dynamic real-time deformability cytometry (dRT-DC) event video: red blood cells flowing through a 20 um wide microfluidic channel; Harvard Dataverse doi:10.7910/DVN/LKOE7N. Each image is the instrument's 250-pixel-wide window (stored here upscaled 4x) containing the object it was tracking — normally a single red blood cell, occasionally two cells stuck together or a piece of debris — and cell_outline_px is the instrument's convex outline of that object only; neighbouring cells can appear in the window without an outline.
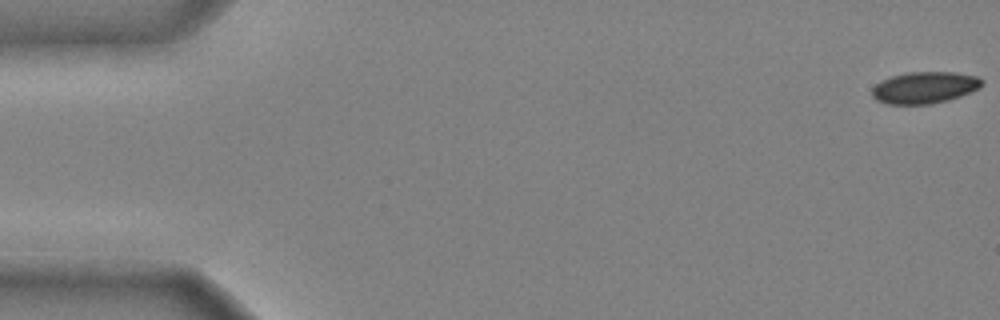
{"species": "common noctule bat (a hibernating species)", "species_latin": "Nyctalus noctula", "temperature_condition": "cold", "stored_images_in_passage": 45, "camera_frame_rate_fps": 3000, "um_per_image_px": 0.085, "animal": {"sex": "male", "body_mass_g": 20.4}, "frame": {"image": 1, "passage_image": 1, "time_ms": 0.0, "image_size_px": [1000, 320], "cell_outline_px": [[984, 84], [980, 88], [960, 96], [948, 100], [932, 104], [888, 104], [876, 100], [872, 96], [872, 88], [880, 80], [892, 76], [908, 72], [956, 72], [976, 76], [984, 80]], "centroid_in_image_um": [78.6, 7.44], "position_along_channel_um": 6.4, "area_um2": 20.46}}
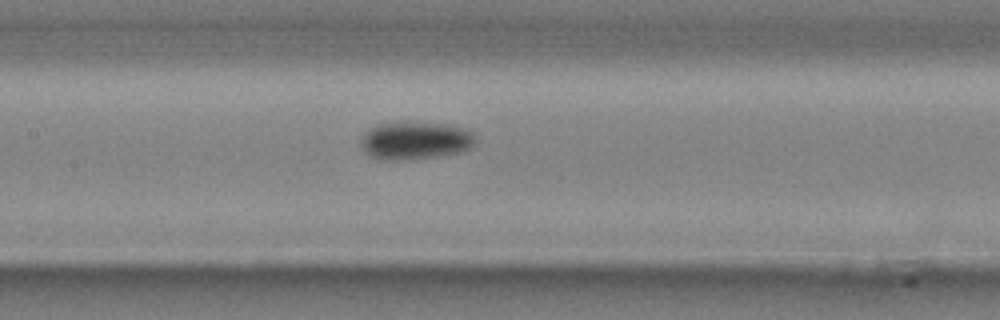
{"frame": {"image": 2, "passage_image": 24, "time_ms": 7.667, "image_size_px": [1000, 320], "cell_outline_px": [[476, 144], [472, 148], [460, 152], [412, 160], [388, 160], [372, 156], [364, 152], [360, 144], [364, 136], [372, 128], [380, 124], [408, 120], [448, 124], [468, 128], [472, 132]], "centroid_in_image_um": [35.36, 11.92], "position_along_channel_um": 172.0, "area_um2": 25.66}}
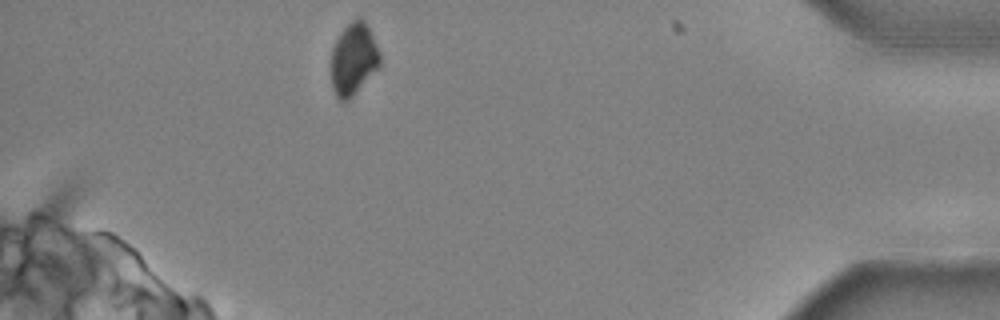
{"frame": {"image": 3, "passage_image": 45, "time_ms": 14.667, "image_size_px": [1000, 320], "cell_outline_px": [[380, 64], [352, 96], [348, 100], [340, 100], [336, 96], [332, 88], [332, 48], [340, 32], [352, 20], [360, 16], [364, 20], [380, 52]], "centroid_in_image_um": [30.03, 4.99], "position_along_channel_um": 405.2, "area_um2": 20.0}, "authors_computed_cell_mechanics": {"area_um2": 22.4842, "velocity_mm_per_s": 3.9645, "shape_relaxation_time_tau1_ms": 3.1991, "shape_relaxation_time_tau2_ms": null, "deformation_change_tau1": 0.0894, "deformation_change_tau2": null}}